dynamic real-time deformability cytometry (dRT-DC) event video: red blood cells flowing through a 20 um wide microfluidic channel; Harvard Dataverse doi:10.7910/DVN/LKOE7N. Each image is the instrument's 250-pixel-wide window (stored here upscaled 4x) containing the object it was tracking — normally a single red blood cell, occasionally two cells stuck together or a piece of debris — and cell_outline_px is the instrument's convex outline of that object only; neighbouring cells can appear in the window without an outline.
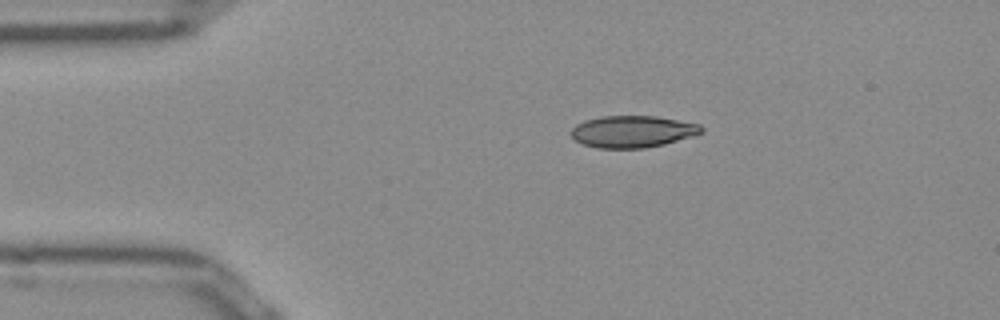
{"species": "Egyptian fruit bat (a non-hibernating species)", "species_latin": "Rousettus aegyptiacus", "temperature_condition": "room temperature", "stored_images_in_passage": 42, "camera_frame_rate_fps": 3000, "um_per_image_px": 0.085, "frame": {"image": 1, "passage_image": 1, "time_ms": 0.0, "image_size_px": [1000, 320], "cell_outline_px": [[704, 132], [664, 144], [644, 148], [596, 148], [584, 144], [576, 140], [572, 136], [572, 128], [576, 124], [584, 120], [604, 116], [656, 116], [700, 124], [704, 128]], "centroid_in_image_um": [53.77, 11.18], "position_along_channel_um": 31.2, "area_um2": 24.04}}
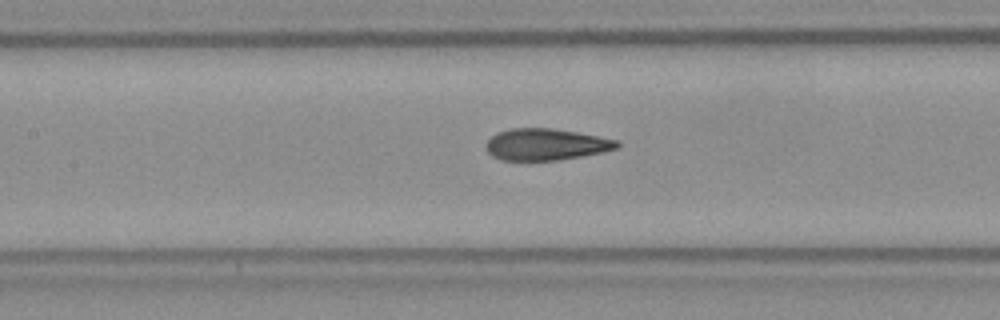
{"frame": {"image": 2, "passage_image": 14, "time_ms": 4.333, "image_size_px": [1000, 320], "cell_outline_px": [[620, 148], [604, 152], [556, 160], [500, 160], [492, 156], [484, 148], [488, 140], [496, 132], [512, 128], [552, 128], [576, 132], [620, 140]], "centroid_in_image_um": [46.41, 12.27], "position_along_channel_um": 161.0, "area_um2": 24.28}}
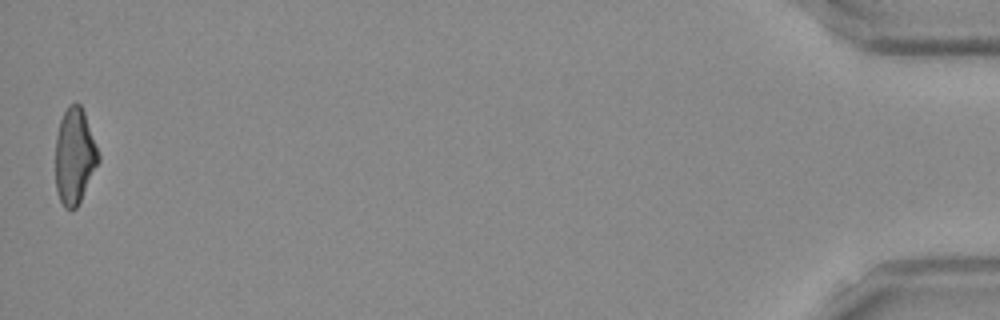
{"frame": {"image": 3, "passage_image": 42, "time_ms": 13.667, "image_size_px": [1000, 320], "cell_outline_px": [[100, 160], [76, 208], [64, 208], [60, 200], [56, 188], [56, 136], [60, 120], [68, 104], [76, 100], [80, 104], [84, 112], [100, 156]], "centroid_in_image_um": [6.33, 13.23], "position_along_channel_um": 428.9, "area_um2": 23.81}, "authors_computed_cell_mechanics": {"area_um2": 24.6806, "velocity_mm_per_s": 3.9473, "shape_relaxation_time_tau1_ms": 7.7087, "shape_relaxation_time_tau2_ms": 1.0799, "deformation_change_tau1": 0.2341, "deformation_change_tau2": 0.0867}}